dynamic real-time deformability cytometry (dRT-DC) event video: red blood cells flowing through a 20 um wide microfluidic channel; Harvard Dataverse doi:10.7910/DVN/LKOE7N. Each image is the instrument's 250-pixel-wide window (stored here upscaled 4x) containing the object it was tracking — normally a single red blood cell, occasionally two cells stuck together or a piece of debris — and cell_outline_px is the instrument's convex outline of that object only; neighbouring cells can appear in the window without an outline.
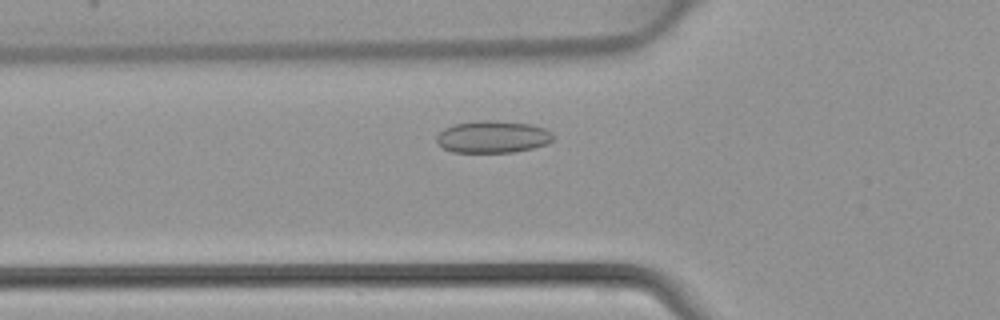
{"species": "common noctule bat (a hibernating species)", "species_latin": "Nyctalus noctula", "temperature_condition": "warm", "stored_images_in_passage": 39, "camera_frame_rate_fps": 3000, "um_per_image_px": 0.085, "animal": {"sex": "female", "body_mass_g": 22.7, "forearm_length_mm": 54.2}, "frame": {"image": 1, "passage_image": 10, "time_ms": 3.0, "image_size_px": [1000, 320], "cell_outline_px": [[552, 140], [548, 144], [532, 148], [512, 152], [452, 152], [444, 148], [436, 140], [436, 136], [444, 128], [452, 124], [484, 120], [496, 120], [532, 124], [544, 128], [552, 132]], "centroid_in_image_um": [41.89, 11.62], "position_along_channel_um": 83.9, "area_um2": 21.85}}
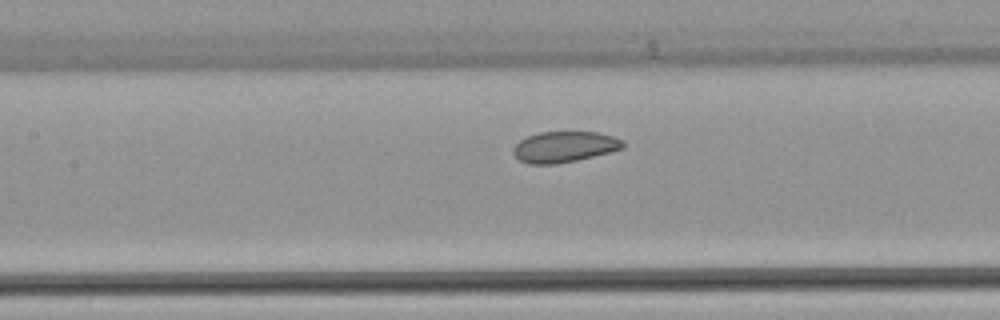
{"frame": {"image": 2, "passage_image": 15, "time_ms": 4.667, "image_size_px": [1000, 320], "cell_outline_px": [[624, 148], [612, 152], [576, 160], [556, 164], [528, 164], [520, 160], [512, 152], [512, 148], [520, 140], [528, 136], [540, 132], [596, 132], [612, 136], [624, 140]], "centroid_in_image_um": [47.98, 12.48], "position_along_channel_um": 159.4, "area_um2": 19.77}}
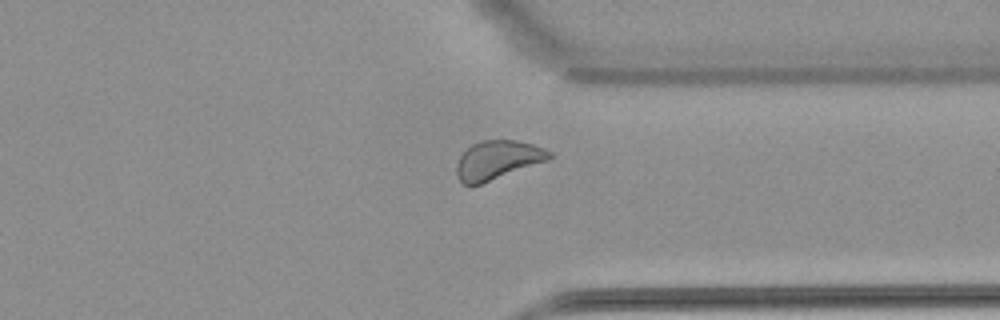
{"frame": {"image": 3, "passage_image": 29, "time_ms": 9.333, "image_size_px": [1000, 320], "cell_outline_px": [[552, 156], [548, 160], [480, 184], [464, 184], [456, 176], [456, 164], [460, 156], [472, 144], [480, 140], [516, 140], [532, 144], [544, 148], [552, 152]], "centroid_in_image_um": [42.29, 13.58], "position_along_channel_um": 369.1, "area_um2": 20.75}}